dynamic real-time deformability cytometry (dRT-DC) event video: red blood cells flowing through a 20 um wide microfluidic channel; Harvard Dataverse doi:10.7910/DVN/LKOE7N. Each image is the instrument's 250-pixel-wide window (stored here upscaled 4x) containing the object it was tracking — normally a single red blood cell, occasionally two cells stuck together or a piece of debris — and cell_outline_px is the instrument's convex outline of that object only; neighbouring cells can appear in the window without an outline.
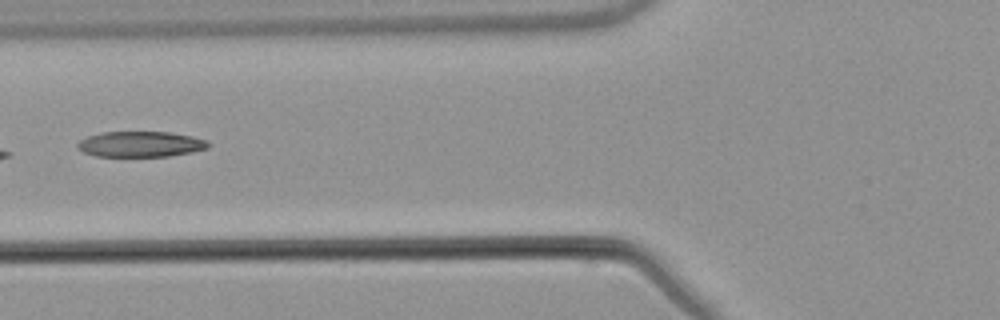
{"species": "common noctule bat (a hibernating species)", "species_latin": "Nyctalus noctula", "temperature_condition": "warm", "stored_images_in_passage": 7, "camera_frame_rate_fps": 3000, "um_per_image_px": 0.085, "animal": {"sex": "male", "body_mass_g": 21.5, "forearm_length_mm": 52.0}, "frame": {"image": 1, "passage_image": 7, "time_ms": 7.333, "image_size_px": [1000, 320], "cell_outline_px": [[208, 148], [192, 152], [168, 156], [96, 156], [84, 152], [76, 148], [76, 144], [80, 140], [88, 136], [100, 132], [168, 132], [192, 136], [208, 140]], "centroid_in_image_um": [11.93, 12.25], "position_along_channel_um": 113.9, "area_um2": 19.48}}